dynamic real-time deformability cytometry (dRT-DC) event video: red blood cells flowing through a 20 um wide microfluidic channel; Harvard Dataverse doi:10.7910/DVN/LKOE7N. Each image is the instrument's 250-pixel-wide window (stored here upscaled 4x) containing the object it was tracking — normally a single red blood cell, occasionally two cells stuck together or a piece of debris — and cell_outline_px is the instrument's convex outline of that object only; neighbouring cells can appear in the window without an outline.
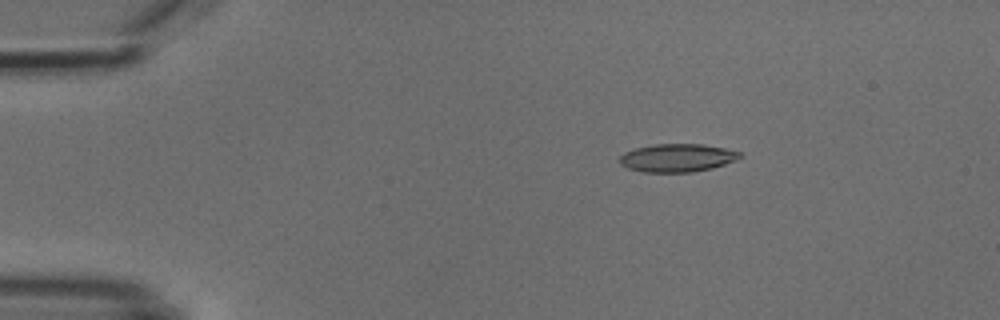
{"species": "common noctule bat (a hibernating species)", "species_latin": "Nyctalus noctula", "temperature_condition": "cold", "stored_images_in_passage": 4, "camera_frame_rate_fps": 3000, "um_per_image_px": 0.085, "animal": {"sex": "male", "body_mass_g": 18.8}, "frame": {"image": 1, "passage_image": 1, "time_ms": 0.0, "image_size_px": [1000, 320], "cell_outline_px": [[744, 156], [736, 160], [712, 168], [692, 172], [640, 172], [628, 168], [620, 164], [620, 156], [624, 152], [636, 148], [656, 144], [704, 144], [744, 152]], "centroid_in_image_um": [57.6, 13.41], "position_along_channel_um": 27.4, "area_um2": 19.83}}
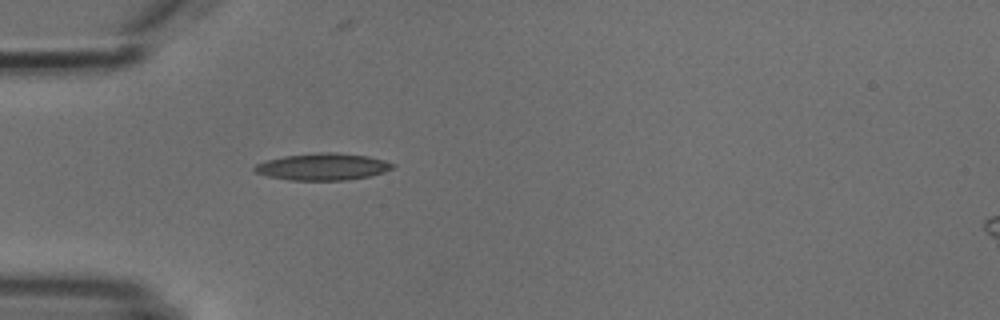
{"frame": {"image": 2, "passage_image": 3, "time_ms": 2.333, "image_size_px": [1000, 320], "cell_outline_px": [[396, 164], [392, 168], [384, 172], [368, 176], [348, 180], [288, 180], [268, 176], [256, 172], [252, 168], [256, 164], [268, 160], [284, 156], [320, 152], [336, 152], [368, 156], [384, 160]], "centroid_in_image_um": [27.44, 14.17], "position_along_channel_um": 57.6, "area_um2": 21.56}}